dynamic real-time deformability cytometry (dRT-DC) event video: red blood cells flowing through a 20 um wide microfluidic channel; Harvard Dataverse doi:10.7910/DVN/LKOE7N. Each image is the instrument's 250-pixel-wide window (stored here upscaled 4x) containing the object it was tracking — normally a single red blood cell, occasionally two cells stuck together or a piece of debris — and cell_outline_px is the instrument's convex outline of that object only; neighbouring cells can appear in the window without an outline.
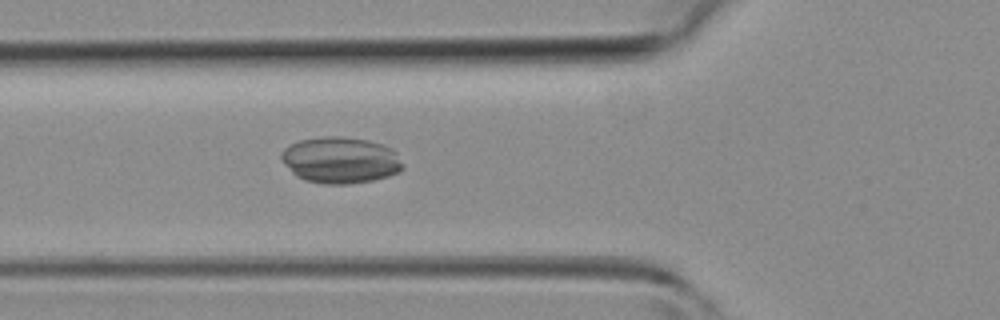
{"species": "common noctule bat (a hibernating species)", "species_latin": "Nyctalus noctula", "temperature_condition": "room temperature", "stored_images_in_passage": 20, "camera_frame_rate_fps": 3000, "um_per_image_px": 0.085, "animal": {"sex": "female", "body_mass_g": 19.3, "forearm_length_mm": 54.1}, "frame": {"image": 1, "passage_image": 4, "time_ms": 1.0, "image_size_px": [1000, 320], "cell_outline_px": [[404, 168], [400, 172], [388, 176], [372, 180], [348, 184], [320, 184], [304, 180], [296, 176], [292, 172], [280, 156], [280, 152], [284, 148], [300, 140], [324, 136], [340, 136], [368, 140], [380, 144], [396, 152], [404, 164]], "centroid_in_image_um": [28.94, 13.62], "position_along_channel_um": 96.9, "area_um2": 32.83}}
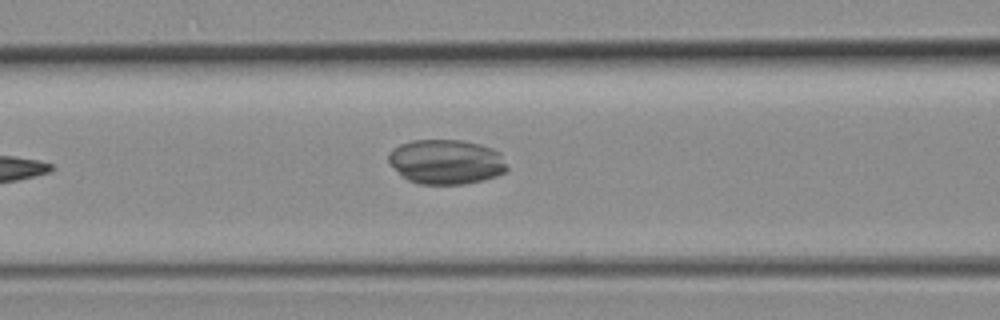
{"frame": {"image": 2, "passage_image": 6, "time_ms": 1.667, "image_size_px": [1000, 320], "cell_outline_px": [[508, 168], [504, 172], [496, 176], [484, 180], [464, 184], [420, 184], [408, 180], [388, 160], [388, 152], [392, 148], [400, 144], [412, 140], [460, 140], [480, 144], [492, 148], [500, 152]], "centroid_in_image_um": [37.94, 13.74], "position_along_channel_um": 128.7, "area_um2": 30.81}}